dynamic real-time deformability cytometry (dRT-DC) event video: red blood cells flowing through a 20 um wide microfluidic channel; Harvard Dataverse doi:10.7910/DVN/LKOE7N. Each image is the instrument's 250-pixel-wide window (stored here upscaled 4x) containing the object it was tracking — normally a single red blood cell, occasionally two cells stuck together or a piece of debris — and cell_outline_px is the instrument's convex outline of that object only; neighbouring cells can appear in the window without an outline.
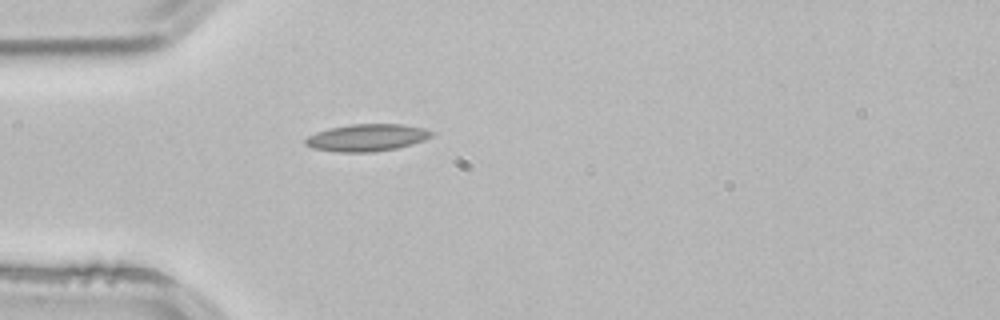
{"species": "common noctule bat (a hibernating species)", "species_latin": "Nyctalus noctula", "temperature_condition": "room temperature", "stored_images_in_passage": 1, "camera_frame_rate_fps": 3000, "um_per_image_px": 0.085, "animal": {"sex": "male", "body_mass_g": 21.5, "forearm_length_mm": 52.0}, "frame": {"image": 1, "passage_image": 1, "time_ms": 0.0, "image_size_px": [1000, 320], "cell_outline_px": [[436, 132], [432, 136], [424, 140], [412, 144], [396, 148], [372, 152], [336, 152], [312, 148], [304, 144], [304, 140], [308, 136], [316, 132], [328, 128], [348, 124], [404, 124], [424, 128]], "centroid_in_image_um": [31.18, 11.69], "position_along_channel_um": 53.8, "area_um2": 20.17}}